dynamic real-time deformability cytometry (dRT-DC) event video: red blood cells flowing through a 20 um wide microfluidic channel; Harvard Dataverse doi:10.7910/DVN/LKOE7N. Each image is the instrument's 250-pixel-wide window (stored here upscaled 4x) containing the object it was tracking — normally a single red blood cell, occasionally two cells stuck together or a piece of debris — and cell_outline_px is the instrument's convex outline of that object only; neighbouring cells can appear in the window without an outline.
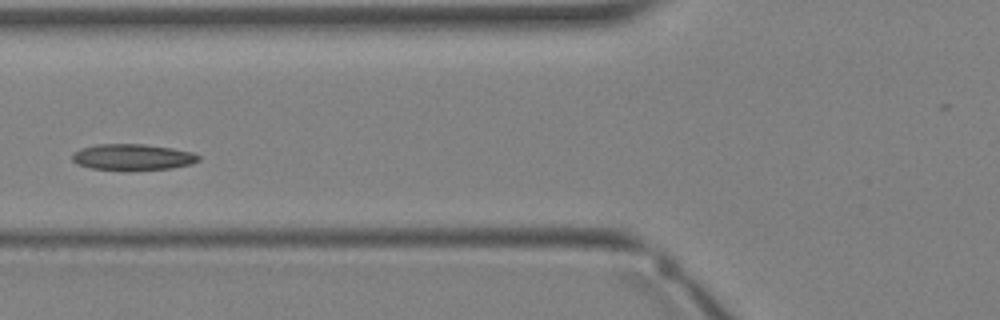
{"species": "Egyptian fruit bat (a non-hibernating species)", "species_latin": "Rousettus aegyptiacus", "temperature_condition": "warm", "stored_images_in_passage": 2, "camera_frame_rate_fps": 3000, "um_per_image_px": 0.085, "animal": {"sex": "female"}, "frame": {"image": 1, "passage_image": 2, "time_ms": 1.0, "image_size_px": [1000, 320], "cell_outline_px": [[200, 160], [192, 164], [172, 168], [124, 172], [92, 168], [76, 164], [72, 160], [72, 152], [80, 148], [96, 144], [144, 144], [172, 148], [192, 152], [200, 156]], "centroid_in_image_um": [11.25, 13.37], "position_along_channel_um": 114.6, "area_um2": 19.88}}